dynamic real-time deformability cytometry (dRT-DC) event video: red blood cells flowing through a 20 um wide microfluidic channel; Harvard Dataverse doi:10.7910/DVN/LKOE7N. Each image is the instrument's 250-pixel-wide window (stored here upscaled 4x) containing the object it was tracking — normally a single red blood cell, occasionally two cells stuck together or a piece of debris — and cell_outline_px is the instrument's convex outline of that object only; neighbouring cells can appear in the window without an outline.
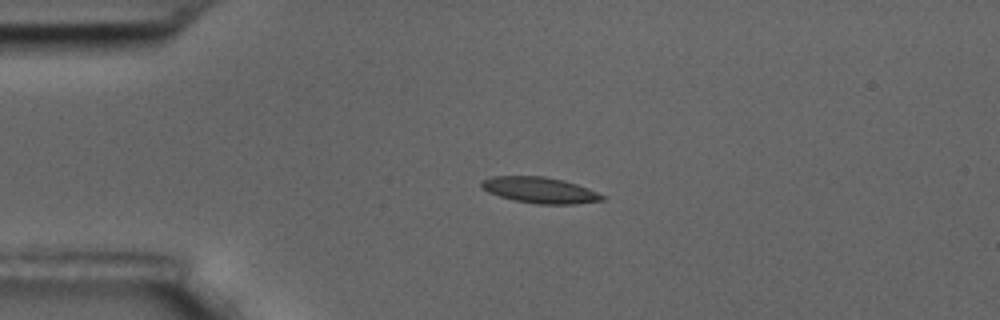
{"species": "common noctule bat (a hibernating species)", "species_latin": "Nyctalus noctula", "temperature_condition": "room temperature", "stored_images_in_passage": 46, "camera_frame_rate_fps": 3000, "um_per_image_px": 0.085, "animal": {"sex": "male", "body_mass_g": 17.5, "forearm_length_mm": 52.3}, "frame": {"image": 1, "passage_image": 1, "time_ms": 0.0, "image_size_px": [1000, 320], "cell_outline_px": [[604, 200], [572, 204], [540, 204], [516, 200], [500, 196], [488, 192], [480, 188], [480, 180], [492, 176], [544, 176], [564, 180], [588, 188], [604, 196]], "centroid_in_image_um": [45.84, 16.14], "position_along_channel_um": 39.2, "area_um2": 18.21}}
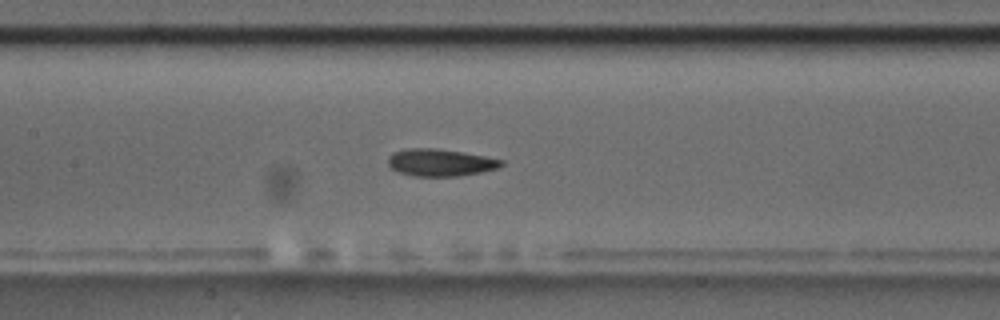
{"frame": {"image": 2, "passage_image": 15, "time_ms": 4.667, "image_size_px": [1000, 320], "cell_outline_px": [[504, 164], [496, 168], [480, 172], [460, 176], [412, 176], [396, 172], [388, 164], [388, 156], [392, 152], [408, 148], [436, 148], [484, 156], [504, 160]], "centroid_in_image_um": [37.37, 13.82], "position_along_channel_um": 170.0, "area_um2": 17.98}}
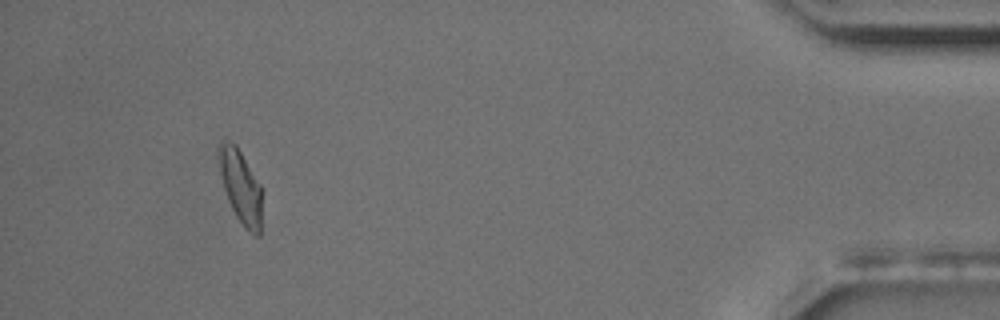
{"frame": {"image": 3, "passage_image": 42, "time_ms": 13.667, "image_size_px": [1000, 320], "cell_outline_px": [[260, 236], [256, 236], [248, 232], [244, 228], [236, 216], [228, 200], [224, 188], [216, 156], [216, 148], [220, 140], [224, 140], [236, 144], [260, 184]], "centroid_in_image_um": [20.4, 15.8], "position_along_channel_um": 414.8, "area_um2": 18.44}, "authors_computed_cell_mechanics": {"area_um2": 17.8891, "velocity_mm_per_s": 3.4453, "shape_relaxation_time_tau1_ms": 4.386, "shape_relaxation_time_tau2_ms": 2.4097, "deformation_change_tau1": 0.1453, "deformation_change_tau2": 0.0668}}